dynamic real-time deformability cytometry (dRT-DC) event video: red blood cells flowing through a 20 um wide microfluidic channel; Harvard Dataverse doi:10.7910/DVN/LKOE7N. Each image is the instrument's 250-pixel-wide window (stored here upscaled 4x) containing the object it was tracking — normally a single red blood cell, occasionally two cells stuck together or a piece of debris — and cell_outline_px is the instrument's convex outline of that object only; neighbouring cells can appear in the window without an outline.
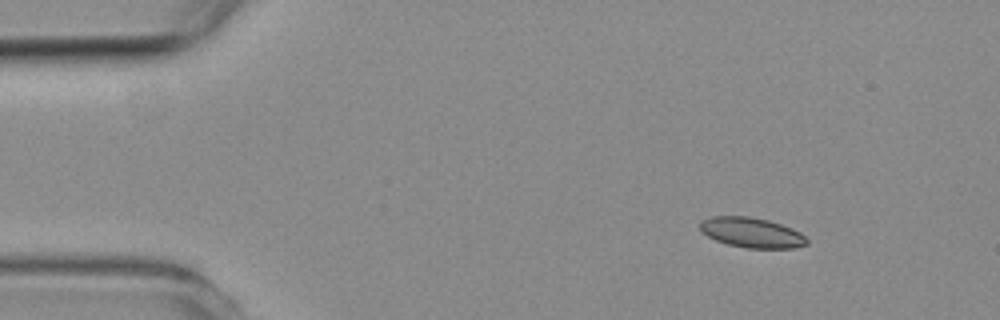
{"species": "common noctule bat (a hibernating species)", "species_latin": "Nyctalus noctula", "temperature_condition": "room temperature", "stored_images_in_passage": 3, "camera_frame_rate_fps": 3000, "um_per_image_px": 0.085, "animal": {"sex": "female", "body_mass_g": 19.3, "forearm_length_mm": 54.1}, "frame": {"image": 1, "passage_image": 1, "time_ms": 0.0, "image_size_px": [1000, 320], "cell_outline_px": [[808, 244], [792, 248], [744, 248], [728, 244], [716, 240], [708, 236], [700, 228], [700, 220], [708, 216], [748, 216], [768, 220], [792, 228], [800, 232], [808, 240]], "centroid_in_image_um": [63.88, 19.76], "position_along_channel_um": 21.1, "area_um2": 18.73}}
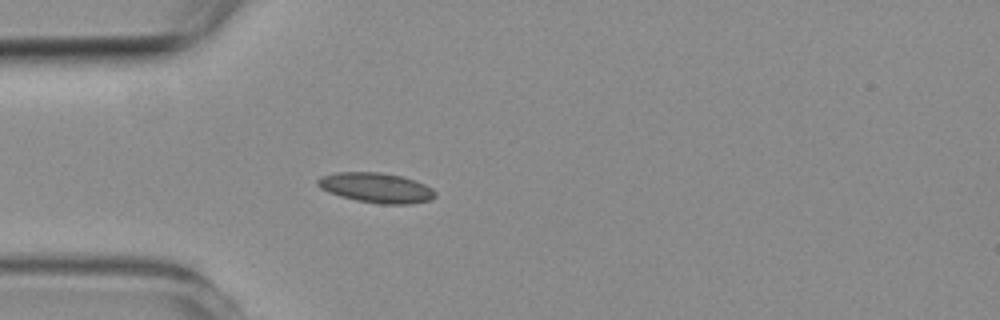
{"frame": {"image": 2, "passage_image": 3, "time_ms": 2.667, "image_size_px": [1000, 320], "cell_outline_px": [[436, 196], [432, 200], [408, 204], [380, 204], [356, 200], [340, 196], [328, 192], [320, 188], [316, 184], [316, 180], [320, 176], [336, 172], [380, 172], [404, 176], [416, 180], [432, 188], [436, 192]], "centroid_in_image_um": [31.98, 15.95], "position_along_channel_um": 53.0, "area_um2": 20.81}}